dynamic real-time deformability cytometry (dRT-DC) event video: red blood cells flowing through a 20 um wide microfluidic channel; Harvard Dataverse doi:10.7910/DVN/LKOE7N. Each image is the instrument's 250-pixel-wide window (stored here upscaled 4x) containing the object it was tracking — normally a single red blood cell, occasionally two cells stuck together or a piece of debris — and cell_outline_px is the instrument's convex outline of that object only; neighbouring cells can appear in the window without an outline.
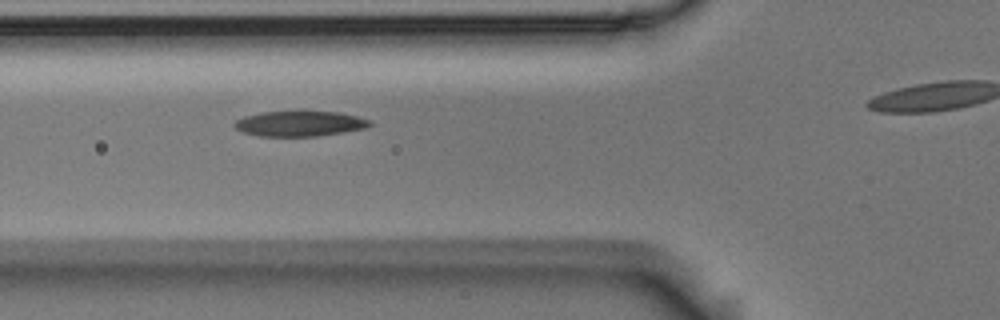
{"species": "Egyptian fruit bat (a non-hibernating species)", "species_latin": "Rousettus aegyptiacus", "temperature_condition": "room temperature", "stored_images_in_passage": 5, "segment_of_instrument_passage": [1, 2], "camera_frame_rate_fps": 3000, "um_per_image_px": 0.085, "animal": {"sex": "male"}, "frame": {"image": 1, "passage_image": 4, "time_ms": 1.0, "image_size_px": [1000, 320], "cell_outline_px": [[372, 124], [368, 128], [320, 136], [260, 136], [244, 132], [236, 128], [232, 124], [236, 120], [244, 116], [260, 112], [300, 108], [340, 112], [372, 120]], "centroid_in_image_um": [25.51, 10.45], "position_along_channel_um": 100.3, "area_um2": 21.1}}